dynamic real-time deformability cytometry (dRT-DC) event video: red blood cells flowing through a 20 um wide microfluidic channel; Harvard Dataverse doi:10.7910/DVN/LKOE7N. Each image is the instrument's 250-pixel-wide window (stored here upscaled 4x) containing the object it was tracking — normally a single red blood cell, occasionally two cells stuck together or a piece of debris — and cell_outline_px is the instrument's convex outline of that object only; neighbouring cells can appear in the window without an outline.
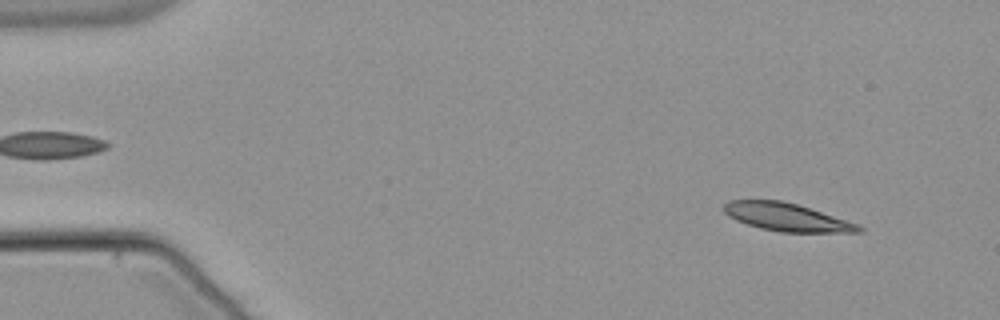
{"species": "common noctule bat (a hibernating species)", "species_latin": "Nyctalus noctula", "temperature_condition": "warm", "stored_images_in_passage": 54, "camera_frame_rate_fps": 3000, "um_per_image_px": 0.085, "animal": {"sex": "male", "body_mass_g": 21.5, "forearm_length_mm": 52.0}, "frame": {"image": 1, "passage_image": 5, "time_ms": 1.333, "image_size_px": [1000, 320], "cell_outline_px": [[864, 228], [860, 232], [780, 232], [760, 228], [736, 220], [728, 216], [724, 212], [724, 204], [728, 200], [780, 200], [796, 204], [856, 224]], "centroid_in_image_um": [66.79, 18.46], "position_along_channel_um": 18.2, "area_um2": 21.44}}
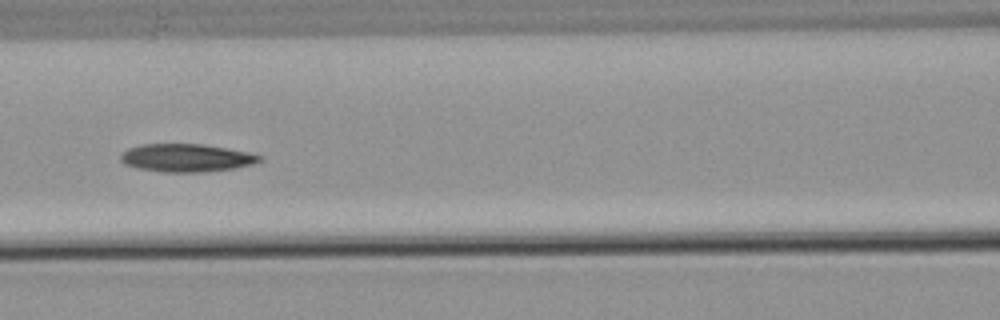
{"frame": {"image": 2, "passage_image": 24, "time_ms": 7.667, "image_size_px": [1000, 320], "cell_outline_px": [[264, 160], [252, 164], [232, 168], [204, 172], [164, 172], [136, 168], [124, 164], [120, 160], [120, 156], [128, 148], [140, 144], [204, 144], [248, 152], [264, 156]], "centroid_in_image_um": [15.84, 13.41], "position_along_channel_um": 150.8, "area_um2": 22.72}}
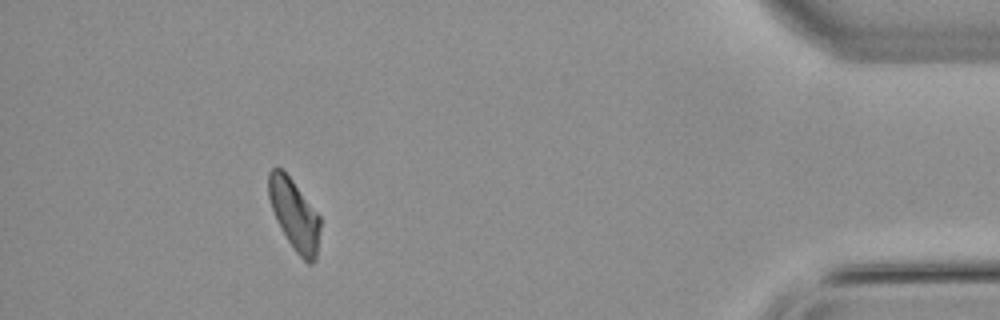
{"frame": {"image": 3, "passage_image": 49, "time_ms": 16.0, "image_size_px": [1000, 320], "cell_outline_px": [[320, 228], [316, 260], [312, 264], [308, 264], [292, 248], [276, 220], [268, 196], [268, 172], [272, 168], [280, 168], [292, 180], [320, 216]], "centroid_in_image_um": [25.02, 18.27], "position_along_channel_um": 410.2, "area_um2": 21.15}}